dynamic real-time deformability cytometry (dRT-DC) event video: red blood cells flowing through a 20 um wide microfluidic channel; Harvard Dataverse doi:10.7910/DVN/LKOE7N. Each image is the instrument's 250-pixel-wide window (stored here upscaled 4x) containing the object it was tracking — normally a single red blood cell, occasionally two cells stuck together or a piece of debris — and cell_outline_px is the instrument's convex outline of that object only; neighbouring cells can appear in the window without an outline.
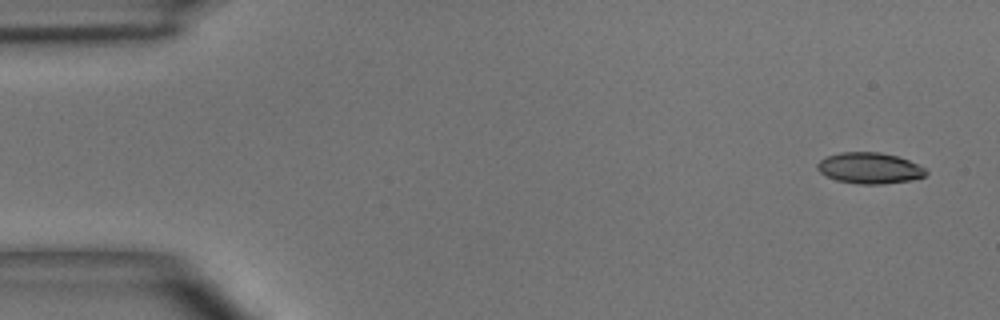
{"species": "common noctule bat (a hibernating species)", "species_latin": "Nyctalus noctula", "temperature_condition": "room temperature", "stored_images_in_passage": 6, "camera_frame_rate_fps": 3000, "um_per_image_px": 0.085, "animal": {"sex": "male", "body_mass_g": 15.6}, "frame": {"image": 1, "passage_image": 1, "time_ms": 0.0, "image_size_px": [1000, 320], "cell_outline_px": [[928, 172], [924, 176], [912, 180], [880, 184], [856, 184], [836, 180], [820, 172], [816, 168], [816, 164], [820, 160], [828, 156], [840, 152], [880, 152], [896, 156], [908, 160], [924, 168]], "centroid_in_image_um": [73.89, 14.29], "position_along_channel_um": 11.1, "area_um2": 19.54}}
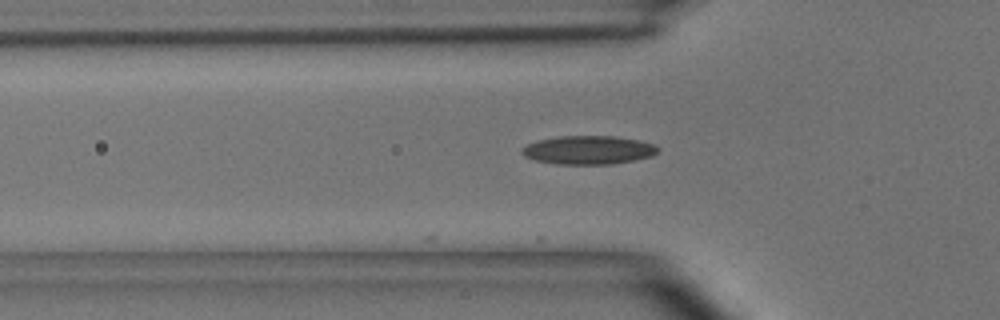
{"frame": {"image": 2, "passage_image": 5, "time_ms": 4.667, "image_size_px": [1000, 320], "cell_outline_px": [[660, 148], [652, 156], [612, 164], [556, 164], [536, 160], [524, 156], [520, 152], [520, 148], [536, 140], [560, 136], [616, 136], [640, 140], [652, 144]], "centroid_in_image_um": [49.98, 12.74], "position_along_channel_um": 75.8, "area_um2": 22.66}}